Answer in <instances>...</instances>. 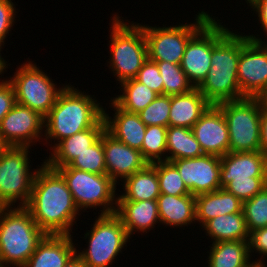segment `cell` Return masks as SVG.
<instances>
[{
	"instance_id": "obj_1",
	"label": "cell",
	"mask_w": 267,
	"mask_h": 267,
	"mask_svg": "<svg viewBox=\"0 0 267 267\" xmlns=\"http://www.w3.org/2000/svg\"><path fill=\"white\" fill-rule=\"evenodd\" d=\"M26 208L46 235H71L77 208L66 180L45 163L37 168Z\"/></svg>"
},
{
	"instance_id": "obj_2",
	"label": "cell",
	"mask_w": 267,
	"mask_h": 267,
	"mask_svg": "<svg viewBox=\"0 0 267 267\" xmlns=\"http://www.w3.org/2000/svg\"><path fill=\"white\" fill-rule=\"evenodd\" d=\"M249 40L233 33L213 19L211 68L197 89L211 105L244 98L240 92L237 68L240 51Z\"/></svg>"
},
{
	"instance_id": "obj_3",
	"label": "cell",
	"mask_w": 267,
	"mask_h": 267,
	"mask_svg": "<svg viewBox=\"0 0 267 267\" xmlns=\"http://www.w3.org/2000/svg\"><path fill=\"white\" fill-rule=\"evenodd\" d=\"M92 98L73 86L66 85L55 105L44 117V139L60 142L96 125L104 117V108Z\"/></svg>"
},
{
	"instance_id": "obj_4",
	"label": "cell",
	"mask_w": 267,
	"mask_h": 267,
	"mask_svg": "<svg viewBox=\"0 0 267 267\" xmlns=\"http://www.w3.org/2000/svg\"><path fill=\"white\" fill-rule=\"evenodd\" d=\"M13 208L0 207L1 267H23L46 236L26 207Z\"/></svg>"
},
{
	"instance_id": "obj_5",
	"label": "cell",
	"mask_w": 267,
	"mask_h": 267,
	"mask_svg": "<svg viewBox=\"0 0 267 267\" xmlns=\"http://www.w3.org/2000/svg\"><path fill=\"white\" fill-rule=\"evenodd\" d=\"M111 20L109 67L121 83L137 76L148 59V46L141 24L128 25L118 15Z\"/></svg>"
},
{
	"instance_id": "obj_6",
	"label": "cell",
	"mask_w": 267,
	"mask_h": 267,
	"mask_svg": "<svg viewBox=\"0 0 267 267\" xmlns=\"http://www.w3.org/2000/svg\"><path fill=\"white\" fill-rule=\"evenodd\" d=\"M229 132V152L260 151L262 98L244 97L217 104Z\"/></svg>"
},
{
	"instance_id": "obj_7",
	"label": "cell",
	"mask_w": 267,
	"mask_h": 267,
	"mask_svg": "<svg viewBox=\"0 0 267 267\" xmlns=\"http://www.w3.org/2000/svg\"><path fill=\"white\" fill-rule=\"evenodd\" d=\"M50 168L57 170L66 180L78 209L102 206L101 214L116 213V183L107 174L90 173L69 166Z\"/></svg>"
},
{
	"instance_id": "obj_8",
	"label": "cell",
	"mask_w": 267,
	"mask_h": 267,
	"mask_svg": "<svg viewBox=\"0 0 267 267\" xmlns=\"http://www.w3.org/2000/svg\"><path fill=\"white\" fill-rule=\"evenodd\" d=\"M87 236L88 248L77 254L87 267H108L131 238L116 213L100 214Z\"/></svg>"
},
{
	"instance_id": "obj_9",
	"label": "cell",
	"mask_w": 267,
	"mask_h": 267,
	"mask_svg": "<svg viewBox=\"0 0 267 267\" xmlns=\"http://www.w3.org/2000/svg\"><path fill=\"white\" fill-rule=\"evenodd\" d=\"M29 147H9L0 157V207H26L31 197L35 172H29ZM14 203V204H13Z\"/></svg>"
},
{
	"instance_id": "obj_10",
	"label": "cell",
	"mask_w": 267,
	"mask_h": 267,
	"mask_svg": "<svg viewBox=\"0 0 267 267\" xmlns=\"http://www.w3.org/2000/svg\"><path fill=\"white\" fill-rule=\"evenodd\" d=\"M18 69L9 80L15 90L16 103L45 117L65 87H55L49 76L32 62L24 63Z\"/></svg>"
},
{
	"instance_id": "obj_11",
	"label": "cell",
	"mask_w": 267,
	"mask_h": 267,
	"mask_svg": "<svg viewBox=\"0 0 267 267\" xmlns=\"http://www.w3.org/2000/svg\"><path fill=\"white\" fill-rule=\"evenodd\" d=\"M211 18L202 11L196 15L195 24H181L168 27L143 26L148 46V58L152 61H166L181 64L189 39Z\"/></svg>"
},
{
	"instance_id": "obj_12",
	"label": "cell",
	"mask_w": 267,
	"mask_h": 267,
	"mask_svg": "<svg viewBox=\"0 0 267 267\" xmlns=\"http://www.w3.org/2000/svg\"><path fill=\"white\" fill-rule=\"evenodd\" d=\"M240 51L237 78L244 97H267V44L254 35Z\"/></svg>"
},
{
	"instance_id": "obj_13",
	"label": "cell",
	"mask_w": 267,
	"mask_h": 267,
	"mask_svg": "<svg viewBox=\"0 0 267 267\" xmlns=\"http://www.w3.org/2000/svg\"><path fill=\"white\" fill-rule=\"evenodd\" d=\"M170 162L177 168L193 196L214 192L221 188L220 156L204 154L196 158L176 159Z\"/></svg>"
},
{
	"instance_id": "obj_14",
	"label": "cell",
	"mask_w": 267,
	"mask_h": 267,
	"mask_svg": "<svg viewBox=\"0 0 267 267\" xmlns=\"http://www.w3.org/2000/svg\"><path fill=\"white\" fill-rule=\"evenodd\" d=\"M44 117L16 103L0 122V136L9 147H31L42 134ZM35 139V141H33Z\"/></svg>"
},
{
	"instance_id": "obj_15",
	"label": "cell",
	"mask_w": 267,
	"mask_h": 267,
	"mask_svg": "<svg viewBox=\"0 0 267 267\" xmlns=\"http://www.w3.org/2000/svg\"><path fill=\"white\" fill-rule=\"evenodd\" d=\"M213 49V18L211 17L188 41L181 68L188 81L197 88L211 68Z\"/></svg>"
},
{
	"instance_id": "obj_16",
	"label": "cell",
	"mask_w": 267,
	"mask_h": 267,
	"mask_svg": "<svg viewBox=\"0 0 267 267\" xmlns=\"http://www.w3.org/2000/svg\"><path fill=\"white\" fill-rule=\"evenodd\" d=\"M191 130L204 154L221 157L229 152L227 123L217 105H210Z\"/></svg>"
},
{
	"instance_id": "obj_17",
	"label": "cell",
	"mask_w": 267,
	"mask_h": 267,
	"mask_svg": "<svg viewBox=\"0 0 267 267\" xmlns=\"http://www.w3.org/2000/svg\"><path fill=\"white\" fill-rule=\"evenodd\" d=\"M103 149L107 175L117 184L118 178L125 179L149 163L138 149L116 139L106 129L103 132Z\"/></svg>"
},
{
	"instance_id": "obj_18",
	"label": "cell",
	"mask_w": 267,
	"mask_h": 267,
	"mask_svg": "<svg viewBox=\"0 0 267 267\" xmlns=\"http://www.w3.org/2000/svg\"><path fill=\"white\" fill-rule=\"evenodd\" d=\"M220 185L223 188L231 180H251V177H267V157L261 151L228 152L220 157Z\"/></svg>"
},
{
	"instance_id": "obj_19",
	"label": "cell",
	"mask_w": 267,
	"mask_h": 267,
	"mask_svg": "<svg viewBox=\"0 0 267 267\" xmlns=\"http://www.w3.org/2000/svg\"><path fill=\"white\" fill-rule=\"evenodd\" d=\"M106 129L104 117L93 127L64 138L52 147L51 156L44 163L48 167L68 166L77 156L94 145Z\"/></svg>"
},
{
	"instance_id": "obj_20",
	"label": "cell",
	"mask_w": 267,
	"mask_h": 267,
	"mask_svg": "<svg viewBox=\"0 0 267 267\" xmlns=\"http://www.w3.org/2000/svg\"><path fill=\"white\" fill-rule=\"evenodd\" d=\"M71 235H46L23 267H64L77 253Z\"/></svg>"
},
{
	"instance_id": "obj_21",
	"label": "cell",
	"mask_w": 267,
	"mask_h": 267,
	"mask_svg": "<svg viewBox=\"0 0 267 267\" xmlns=\"http://www.w3.org/2000/svg\"><path fill=\"white\" fill-rule=\"evenodd\" d=\"M114 118L104 110L106 130L116 139L142 153V144L147 126L140 120L138 113H132L120 108L113 100Z\"/></svg>"
},
{
	"instance_id": "obj_22",
	"label": "cell",
	"mask_w": 267,
	"mask_h": 267,
	"mask_svg": "<svg viewBox=\"0 0 267 267\" xmlns=\"http://www.w3.org/2000/svg\"><path fill=\"white\" fill-rule=\"evenodd\" d=\"M116 214L129 237L134 231H150L160 221L157 200L117 201Z\"/></svg>"
},
{
	"instance_id": "obj_23",
	"label": "cell",
	"mask_w": 267,
	"mask_h": 267,
	"mask_svg": "<svg viewBox=\"0 0 267 267\" xmlns=\"http://www.w3.org/2000/svg\"><path fill=\"white\" fill-rule=\"evenodd\" d=\"M210 105L197 88L185 94L173 95L168 126L191 129Z\"/></svg>"
},
{
	"instance_id": "obj_24",
	"label": "cell",
	"mask_w": 267,
	"mask_h": 267,
	"mask_svg": "<svg viewBox=\"0 0 267 267\" xmlns=\"http://www.w3.org/2000/svg\"><path fill=\"white\" fill-rule=\"evenodd\" d=\"M157 204L162 224L185 227L196 220V201L192 194L173 196L161 193Z\"/></svg>"
},
{
	"instance_id": "obj_25",
	"label": "cell",
	"mask_w": 267,
	"mask_h": 267,
	"mask_svg": "<svg viewBox=\"0 0 267 267\" xmlns=\"http://www.w3.org/2000/svg\"><path fill=\"white\" fill-rule=\"evenodd\" d=\"M196 221L203 226L207 221L220 215L239 213L243 202L224 188L195 196Z\"/></svg>"
},
{
	"instance_id": "obj_26",
	"label": "cell",
	"mask_w": 267,
	"mask_h": 267,
	"mask_svg": "<svg viewBox=\"0 0 267 267\" xmlns=\"http://www.w3.org/2000/svg\"><path fill=\"white\" fill-rule=\"evenodd\" d=\"M124 193L117 201L157 200L161 194L157 177L156 163L148 164L124 180Z\"/></svg>"
},
{
	"instance_id": "obj_27",
	"label": "cell",
	"mask_w": 267,
	"mask_h": 267,
	"mask_svg": "<svg viewBox=\"0 0 267 267\" xmlns=\"http://www.w3.org/2000/svg\"><path fill=\"white\" fill-rule=\"evenodd\" d=\"M249 240L212 243L208 267H247L250 261Z\"/></svg>"
},
{
	"instance_id": "obj_28",
	"label": "cell",
	"mask_w": 267,
	"mask_h": 267,
	"mask_svg": "<svg viewBox=\"0 0 267 267\" xmlns=\"http://www.w3.org/2000/svg\"><path fill=\"white\" fill-rule=\"evenodd\" d=\"M213 243L234 240H249L243 210L239 213L220 215L202 226Z\"/></svg>"
},
{
	"instance_id": "obj_29",
	"label": "cell",
	"mask_w": 267,
	"mask_h": 267,
	"mask_svg": "<svg viewBox=\"0 0 267 267\" xmlns=\"http://www.w3.org/2000/svg\"><path fill=\"white\" fill-rule=\"evenodd\" d=\"M167 161L203 156L199 142L190 128L168 126L166 137Z\"/></svg>"
},
{
	"instance_id": "obj_30",
	"label": "cell",
	"mask_w": 267,
	"mask_h": 267,
	"mask_svg": "<svg viewBox=\"0 0 267 267\" xmlns=\"http://www.w3.org/2000/svg\"><path fill=\"white\" fill-rule=\"evenodd\" d=\"M120 85L123 94L111 100L128 112L139 113L159 95L135 78L123 81Z\"/></svg>"
},
{
	"instance_id": "obj_31",
	"label": "cell",
	"mask_w": 267,
	"mask_h": 267,
	"mask_svg": "<svg viewBox=\"0 0 267 267\" xmlns=\"http://www.w3.org/2000/svg\"><path fill=\"white\" fill-rule=\"evenodd\" d=\"M163 78V95L173 96L190 92L194 87L188 81L180 64L155 61Z\"/></svg>"
},
{
	"instance_id": "obj_32",
	"label": "cell",
	"mask_w": 267,
	"mask_h": 267,
	"mask_svg": "<svg viewBox=\"0 0 267 267\" xmlns=\"http://www.w3.org/2000/svg\"><path fill=\"white\" fill-rule=\"evenodd\" d=\"M166 137L167 127L147 126L142 144V155L149 164L167 161V156H164L167 153Z\"/></svg>"
},
{
	"instance_id": "obj_33",
	"label": "cell",
	"mask_w": 267,
	"mask_h": 267,
	"mask_svg": "<svg viewBox=\"0 0 267 267\" xmlns=\"http://www.w3.org/2000/svg\"><path fill=\"white\" fill-rule=\"evenodd\" d=\"M248 232L267 227V185L242 207Z\"/></svg>"
},
{
	"instance_id": "obj_34",
	"label": "cell",
	"mask_w": 267,
	"mask_h": 267,
	"mask_svg": "<svg viewBox=\"0 0 267 267\" xmlns=\"http://www.w3.org/2000/svg\"><path fill=\"white\" fill-rule=\"evenodd\" d=\"M160 192L179 196L191 194L177 168L169 161L156 162Z\"/></svg>"
},
{
	"instance_id": "obj_35",
	"label": "cell",
	"mask_w": 267,
	"mask_h": 267,
	"mask_svg": "<svg viewBox=\"0 0 267 267\" xmlns=\"http://www.w3.org/2000/svg\"><path fill=\"white\" fill-rule=\"evenodd\" d=\"M68 166L90 173L107 174L103 149V133L101 138L94 145L77 156Z\"/></svg>"
},
{
	"instance_id": "obj_36",
	"label": "cell",
	"mask_w": 267,
	"mask_h": 267,
	"mask_svg": "<svg viewBox=\"0 0 267 267\" xmlns=\"http://www.w3.org/2000/svg\"><path fill=\"white\" fill-rule=\"evenodd\" d=\"M171 96L158 95L145 109L138 113L146 126L168 127Z\"/></svg>"
},
{
	"instance_id": "obj_37",
	"label": "cell",
	"mask_w": 267,
	"mask_h": 267,
	"mask_svg": "<svg viewBox=\"0 0 267 267\" xmlns=\"http://www.w3.org/2000/svg\"><path fill=\"white\" fill-rule=\"evenodd\" d=\"M267 185V177H251V180H231L223 188L242 202L253 198Z\"/></svg>"
},
{
	"instance_id": "obj_38",
	"label": "cell",
	"mask_w": 267,
	"mask_h": 267,
	"mask_svg": "<svg viewBox=\"0 0 267 267\" xmlns=\"http://www.w3.org/2000/svg\"><path fill=\"white\" fill-rule=\"evenodd\" d=\"M135 79L154 90L159 95H163V78L160 75L155 61L148 58L140 68Z\"/></svg>"
},
{
	"instance_id": "obj_39",
	"label": "cell",
	"mask_w": 267,
	"mask_h": 267,
	"mask_svg": "<svg viewBox=\"0 0 267 267\" xmlns=\"http://www.w3.org/2000/svg\"><path fill=\"white\" fill-rule=\"evenodd\" d=\"M14 3L11 0H0V45L14 24L16 15Z\"/></svg>"
},
{
	"instance_id": "obj_40",
	"label": "cell",
	"mask_w": 267,
	"mask_h": 267,
	"mask_svg": "<svg viewBox=\"0 0 267 267\" xmlns=\"http://www.w3.org/2000/svg\"><path fill=\"white\" fill-rule=\"evenodd\" d=\"M16 104L15 90L9 80L0 82V122Z\"/></svg>"
},
{
	"instance_id": "obj_41",
	"label": "cell",
	"mask_w": 267,
	"mask_h": 267,
	"mask_svg": "<svg viewBox=\"0 0 267 267\" xmlns=\"http://www.w3.org/2000/svg\"><path fill=\"white\" fill-rule=\"evenodd\" d=\"M249 253L254 250L267 256V227L253 230L249 233ZM253 248V249H252Z\"/></svg>"
},
{
	"instance_id": "obj_42",
	"label": "cell",
	"mask_w": 267,
	"mask_h": 267,
	"mask_svg": "<svg viewBox=\"0 0 267 267\" xmlns=\"http://www.w3.org/2000/svg\"><path fill=\"white\" fill-rule=\"evenodd\" d=\"M260 151L267 157V102L264 98L260 117Z\"/></svg>"
},
{
	"instance_id": "obj_43",
	"label": "cell",
	"mask_w": 267,
	"mask_h": 267,
	"mask_svg": "<svg viewBox=\"0 0 267 267\" xmlns=\"http://www.w3.org/2000/svg\"><path fill=\"white\" fill-rule=\"evenodd\" d=\"M254 11H257L263 30L267 33V0H255L251 5Z\"/></svg>"
},
{
	"instance_id": "obj_44",
	"label": "cell",
	"mask_w": 267,
	"mask_h": 267,
	"mask_svg": "<svg viewBox=\"0 0 267 267\" xmlns=\"http://www.w3.org/2000/svg\"><path fill=\"white\" fill-rule=\"evenodd\" d=\"M64 267H87L77 253L64 265Z\"/></svg>"
},
{
	"instance_id": "obj_45",
	"label": "cell",
	"mask_w": 267,
	"mask_h": 267,
	"mask_svg": "<svg viewBox=\"0 0 267 267\" xmlns=\"http://www.w3.org/2000/svg\"><path fill=\"white\" fill-rule=\"evenodd\" d=\"M9 148V146L5 143L3 138L0 136V157L2 154Z\"/></svg>"
},
{
	"instance_id": "obj_46",
	"label": "cell",
	"mask_w": 267,
	"mask_h": 267,
	"mask_svg": "<svg viewBox=\"0 0 267 267\" xmlns=\"http://www.w3.org/2000/svg\"><path fill=\"white\" fill-rule=\"evenodd\" d=\"M264 263L265 262H263V260L261 261L260 259H258L257 261H253L247 267H266Z\"/></svg>"
},
{
	"instance_id": "obj_47",
	"label": "cell",
	"mask_w": 267,
	"mask_h": 267,
	"mask_svg": "<svg viewBox=\"0 0 267 267\" xmlns=\"http://www.w3.org/2000/svg\"><path fill=\"white\" fill-rule=\"evenodd\" d=\"M2 46L0 45V51H1ZM1 54V53H0ZM6 63L4 58H2V56L0 55V74H2L4 72V70L6 69Z\"/></svg>"
},
{
	"instance_id": "obj_48",
	"label": "cell",
	"mask_w": 267,
	"mask_h": 267,
	"mask_svg": "<svg viewBox=\"0 0 267 267\" xmlns=\"http://www.w3.org/2000/svg\"><path fill=\"white\" fill-rule=\"evenodd\" d=\"M255 0H247L246 2L249 3L250 5L254 2Z\"/></svg>"
}]
</instances>
